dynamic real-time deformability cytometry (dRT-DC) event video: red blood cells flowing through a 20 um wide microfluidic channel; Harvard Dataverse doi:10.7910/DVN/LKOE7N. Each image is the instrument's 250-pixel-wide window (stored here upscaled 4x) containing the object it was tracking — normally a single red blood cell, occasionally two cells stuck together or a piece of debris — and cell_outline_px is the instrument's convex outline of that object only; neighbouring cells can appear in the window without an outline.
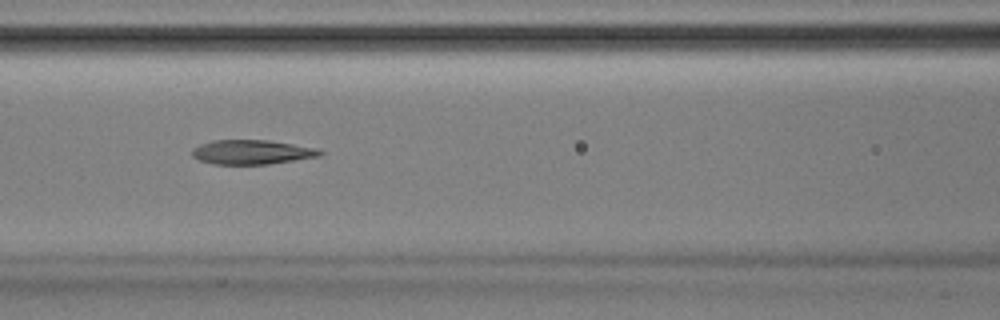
{"species": "Egyptian fruit bat (a non-hibernating species)", "species_latin": "Rousettus aegyptiacus", "temperature_condition": "room temperature", "stored_images_in_passage": 41, "camera_frame_rate_fps": 3000, "um_per_image_px": 0.085, "animal": {"sex": "male"}, "frame": {"image": 1, "passage_image": 12, "time_ms": 3.667, "image_size_px": [1000, 320], "cell_outline_px": [[324, 152], [320, 156], [268, 164], [212, 164], [200, 160], [192, 156], [192, 148], [200, 144], [212, 140], [268, 140], [320, 148]], "centroid_in_image_um": [21.42, 12.92], "position_along_channel_um": 145.2, "area_um2": 18.26}, "authors_computed_cell_mechanics": {"area_um2": 19.0162, "velocity_mm_per_s": 3.9094, "shape_relaxation_time_tau1_ms": 8.3768, "shape_relaxation_time_tau2_ms": 3.3747, "deformation_change_tau1": 0.2222, "deformation_change_tau2": 0.1344}}